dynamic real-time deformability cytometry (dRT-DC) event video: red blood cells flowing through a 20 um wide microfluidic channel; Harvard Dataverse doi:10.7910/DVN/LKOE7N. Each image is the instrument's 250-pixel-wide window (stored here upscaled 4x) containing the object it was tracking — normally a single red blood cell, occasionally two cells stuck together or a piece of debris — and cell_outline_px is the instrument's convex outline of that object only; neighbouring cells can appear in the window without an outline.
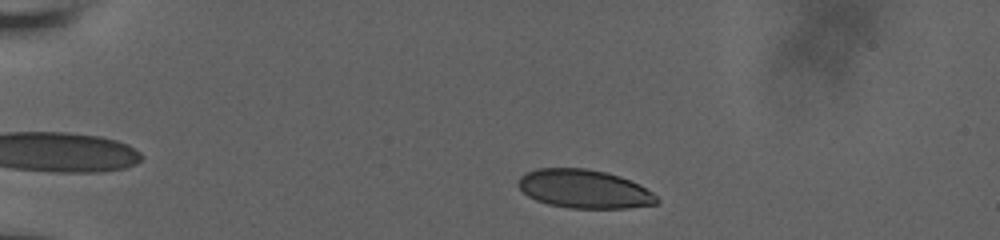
{"species": "human", "species_latin": "Homo sapiens", "temperature_condition": "room temperature", "stored_images_in_passage": 9, "camera_frame_rate_fps": 3000, "um_per_image_px": 0.085, "donor": {"sex": "male"}, "frame": {"image": 1, "passage_image": 3, "time_ms": 0.667, "image_size_px": [1000, 240], "cell_outline_px": [[660, 204], [628, 208], [568, 208], [548, 204], [536, 200], [528, 196], [516, 184], [520, 176], [536, 168], [588, 168], [608, 172], [632, 180], [640, 184], [652, 192], [660, 200]], "centroid_in_image_um": [49.69, 16.06], "position_along_channel_um": 35.3, "area_um2": 31.56}}